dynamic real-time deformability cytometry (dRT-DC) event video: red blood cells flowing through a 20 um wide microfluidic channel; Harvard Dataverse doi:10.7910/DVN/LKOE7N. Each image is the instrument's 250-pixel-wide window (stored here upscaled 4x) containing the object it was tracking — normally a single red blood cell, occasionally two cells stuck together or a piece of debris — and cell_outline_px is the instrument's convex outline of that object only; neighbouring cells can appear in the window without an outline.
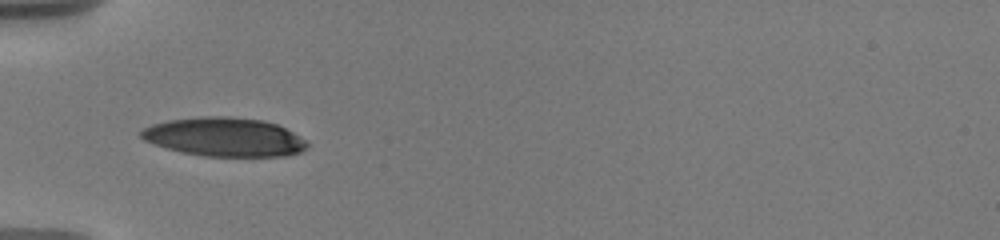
{"species": "human", "species_latin": "Homo sapiens", "temperature_condition": "warm", "stored_images_in_passage": 5, "camera_frame_rate_fps": 3000, "um_per_image_px": 0.085, "donor": {"sex": "male"}, "frame": {"image": 1, "passage_image": 1, "time_ms": 0.0, "image_size_px": [1000, 240], "cell_outline_px": [[308, 148], [300, 152], [284, 156], [204, 156], [184, 152], [152, 144], [144, 140], [140, 136], [140, 132], [144, 128], [152, 124], [168, 120], [204, 116], [228, 116], [264, 120], [276, 124], [292, 132], [304, 140], [308, 144]], "centroid_in_image_um": [19.06, 11.64], "position_along_channel_um": 65.9, "area_um2": 37.4}}
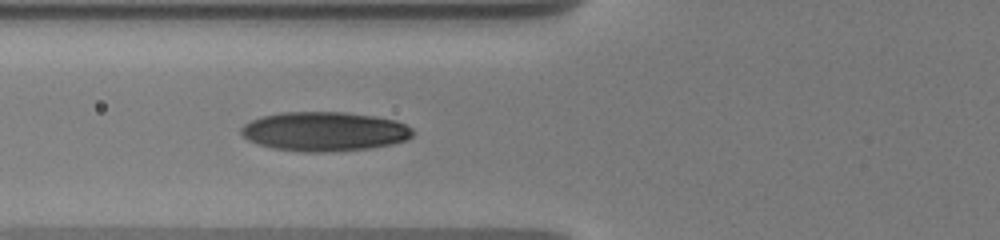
{"frame": {"image": 2, "passage_image": 5, "time_ms": 1.0, "image_size_px": [1000, 240], "cell_outline_px": [[412, 136], [408, 140], [368, 148], [328, 152], [304, 152], [272, 148], [256, 144], [248, 140], [240, 132], [240, 128], [244, 124], [260, 116], [280, 112], [344, 112], [376, 116], [396, 120], [412, 128]], "centroid_in_image_um": [27.54, 11.17], "position_along_channel_um": 98.3, "area_um2": 39.42}}